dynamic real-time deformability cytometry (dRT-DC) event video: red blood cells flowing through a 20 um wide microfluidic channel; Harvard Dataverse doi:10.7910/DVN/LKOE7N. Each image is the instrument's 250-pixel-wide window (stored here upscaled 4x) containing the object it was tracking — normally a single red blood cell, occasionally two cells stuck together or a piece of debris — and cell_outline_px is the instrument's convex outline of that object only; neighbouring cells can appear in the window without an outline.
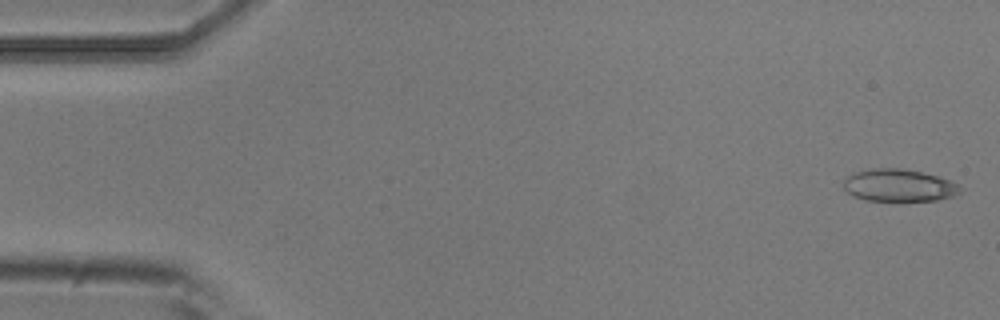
{"species": "common noctule bat (a hibernating species)", "species_latin": "Nyctalus noctula", "temperature_condition": "room temperature", "stored_images_in_passage": 4, "camera_frame_rate_fps": 3000, "um_per_image_px": 0.085, "animal": {"sex": "male", "body_mass_g": 20.5, "forearm_length_mm": 52.5}, "frame": {"image": 1, "passage_image": 1, "time_ms": 0.0, "image_size_px": [1000, 320], "cell_outline_px": [[960, 192], [952, 196], [936, 200], [864, 200], [852, 196], [844, 188], [844, 180], [848, 176], [856, 172], [876, 168], [900, 168], [920, 172], [936, 176], [960, 184]], "centroid_in_image_um": [76.39, 15.76], "position_along_channel_um": 8.6, "area_um2": 21.62}}
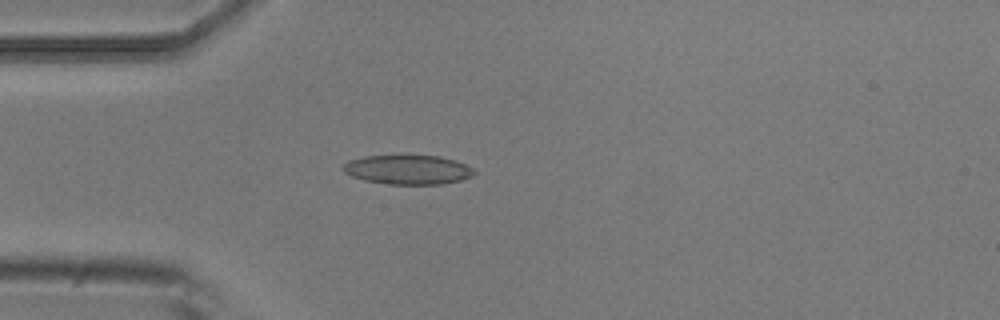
{"frame": {"image": 2, "passage_image": 4, "time_ms": 1.0, "image_size_px": [1000, 320], "cell_outline_px": [[476, 172], [472, 176], [460, 180], [440, 184], [388, 184], [364, 180], [352, 176], [344, 172], [340, 168], [348, 160], [364, 156], [440, 156], [456, 160], [472, 168]], "centroid_in_image_um": [34.64, 14.42], "position_along_channel_um": 50.4, "area_um2": 22.31}}